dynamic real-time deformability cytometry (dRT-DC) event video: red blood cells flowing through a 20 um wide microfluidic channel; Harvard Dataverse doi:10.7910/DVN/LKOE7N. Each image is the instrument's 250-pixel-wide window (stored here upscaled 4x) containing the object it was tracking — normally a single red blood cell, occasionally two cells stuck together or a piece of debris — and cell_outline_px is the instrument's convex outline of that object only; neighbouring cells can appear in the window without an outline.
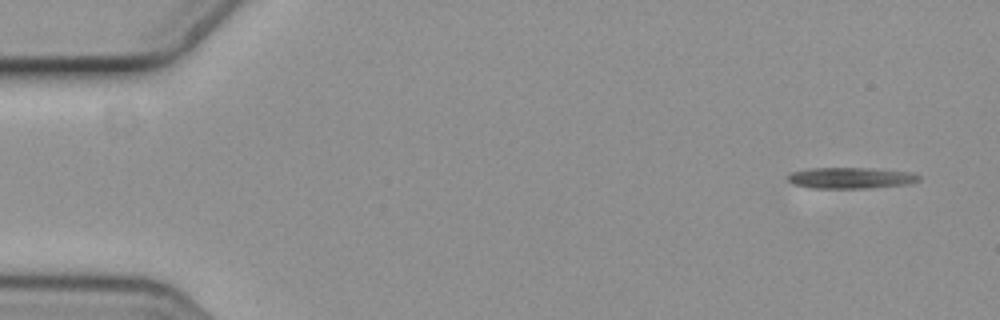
{"species": "common noctule bat (a hibernating species)", "species_latin": "Nyctalus noctula", "temperature_condition": "cold", "stored_images_in_passage": 5, "camera_frame_rate_fps": 3000, "um_per_image_px": 0.085, "animal": {"sex": "female", "body_mass_g": 19.3, "forearm_length_mm": 54.1}, "frame": {"image": 1, "passage_image": 1, "time_ms": 0.0, "image_size_px": [1000, 320], "cell_outline_px": [[920, 180], [908, 184], [872, 188], [812, 188], [792, 184], [788, 180], [788, 172], [808, 168], [868, 168], [912, 172], [920, 176]], "centroid_in_image_um": [72.29, 15.12], "position_along_channel_um": 12.7, "area_um2": 16.3}}